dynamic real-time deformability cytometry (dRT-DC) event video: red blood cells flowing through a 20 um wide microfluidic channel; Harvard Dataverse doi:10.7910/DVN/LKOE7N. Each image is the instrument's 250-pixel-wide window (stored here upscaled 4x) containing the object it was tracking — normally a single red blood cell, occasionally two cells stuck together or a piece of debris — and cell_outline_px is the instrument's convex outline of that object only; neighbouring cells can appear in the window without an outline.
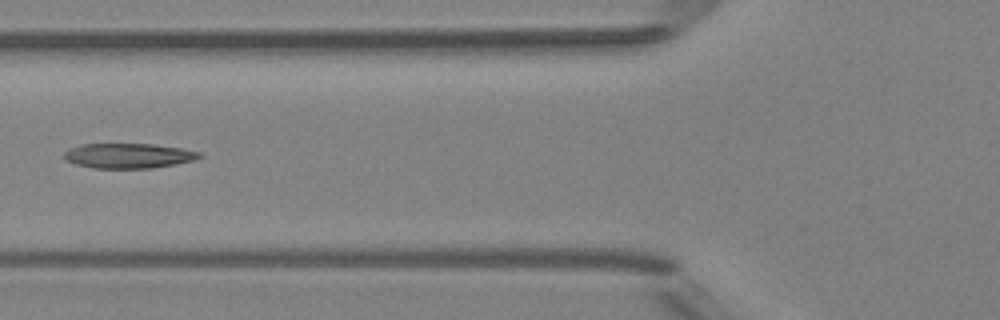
{"species": "Egyptian fruit bat (a non-hibernating species)", "species_latin": "Rousettus aegyptiacus", "temperature_condition": "room temperature", "stored_images_in_passage": 8, "camera_frame_rate_fps": 3000, "um_per_image_px": 0.085, "animal": {"sex": "female"}, "frame": {"image": 1, "passage_image": 6, "time_ms": 6.0, "image_size_px": [1000, 320], "cell_outline_px": [[204, 156], [192, 160], [152, 168], [96, 168], [76, 164], [64, 160], [64, 152], [68, 148], [80, 144], [152, 144], [180, 148], [200, 152]], "centroid_in_image_um": [10.87, 13.23], "position_along_channel_um": 114.9, "area_um2": 19.54}}
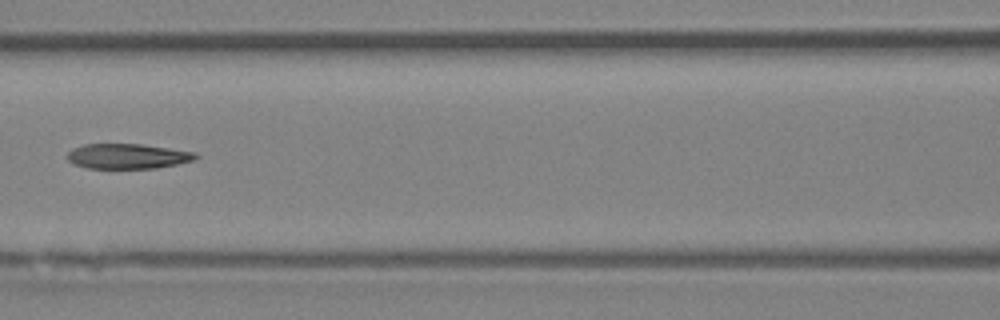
{"frame": {"image": 2, "passage_image": 7, "time_ms": 7.0, "image_size_px": [1000, 320], "cell_outline_px": [[200, 156], [196, 160], [156, 168], [88, 168], [72, 164], [68, 160], [68, 152], [72, 148], [84, 144], [140, 144], [196, 152]], "centroid_in_image_um": [10.86, 13.28], "position_along_channel_um": 155.7, "area_um2": 18.79}}
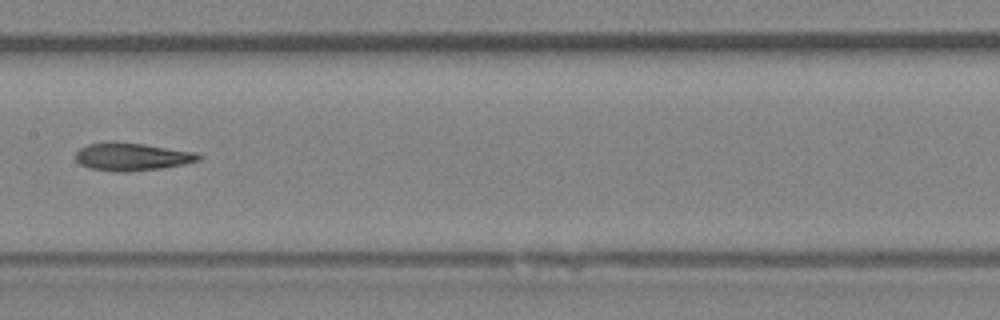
{"frame": {"image": 3, "passage_image": 8, "time_ms": 8.0, "image_size_px": [1000, 320], "cell_outline_px": [[204, 156], [200, 160], [184, 164], [160, 168], [128, 172], [112, 172], [88, 168], [80, 164], [76, 160], [76, 152], [80, 148], [88, 144], [144, 144], [196, 152]], "centroid_in_image_um": [11.26, 13.36], "position_along_channel_um": 196.1, "area_um2": 19.48}}